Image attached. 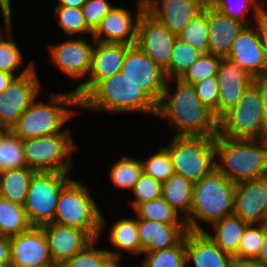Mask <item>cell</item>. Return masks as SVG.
Returning <instances> with one entry per match:
<instances>
[{
	"mask_svg": "<svg viewBox=\"0 0 267 267\" xmlns=\"http://www.w3.org/2000/svg\"><path fill=\"white\" fill-rule=\"evenodd\" d=\"M170 80L176 81L175 93L171 92ZM156 116L176 127L174 136L216 137L218 135V118L199 100L193 84L184 82L180 78L167 80L157 105Z\"/></svg>",
	"mask_w": 267,
	"mask_h": 267,
	"instance_id": "obj_1",
	"label": "cell"
},
{
	"mask_svg": "<svg viewBox=\"0 0 267 267\" xmlns=\"http://www.w3.org/2000/svg\"><path fill=\"white\" fill-rule=\"evenodd\" d=\"M194 183L184 176L173 174L162 183V198L184 219L190 214Z\"/></svg>",
	"mask_w": 267,
	"mask_h": 267,
	"instance_id": "obj_30",
	"label": "cell"
},
{
	"mask_svg": "<svg viewBox=\"0 0 267 267\" xmlns=\"http://www.w3.org/2000/svg\"><path fill=\"white\" fill-rule=\"evenodd\" d=\"M83 109L109 114L141 112L156 116L157 105L122 71L100 80L80 101Z\"/></svg>",
	"mask_w": 267,
	"mask_h": 267,
	"instance_id": "obj_3",
	"label": "cell"
},
{
	"mask_svg": "<svg viewBox=\"0 0 267 267\" xmlns=\"http://www.w3.org/2000/svg\"><path fill=\"white\" fill-rule=\"evenodd\" d=\"M254 2H255V5H256L258 11H259L261 14H267V10H266V8L263 7V5L261 4L260 1H258V0H254Z\"/></svg>",
	"mask_w": 267,
	"mask_h": 267,
	"instance_id": "obj_55",
	"label": "cell"
},
{
	"mask_svg": "<svg viewBox=\"0 0 267 267\" xmlns=\"http://www.w3.org/2000/svg\"><path fill=\"white\" fill-rule=\"evenodd\" d=\"M142 254L141 267H187L185 236L176 246Z\"/></svg>",
	"mask_w": 267,
	"mask_h": 267,
	"instance_id": "obj_37",
	"label": "cell"
},
{
	"mask_svg": "<svg viewBox=\"0 0 267 267\" xmlns=\"http://www.w3.org/2000/svg\"><path fill=\"white\" fill-rule=\"evenodd\" d=\"M132 193L135 198L130 203L134 209L140 203L160 198L162 196V183L151 175L142 172Z\"/></svg>",
	"mask_w": 267,
	"mask_h": 267,
	"instance_id": "obj_44",
	"label": "cell"
},
{
	"mask_svg": "<svg viewBox=\"0 0 267 267\" xmlns=\"http://www.w3.org/2000/svg\"><path fill=\"white\" fill-rule=\"evenodd\" d=\"M68 129L62 133L23 140L25 162L36 172H70L77 146ZM72 154V155H71Z\"/></svg>",
	"mask_w": 267,
	"mask_h": 267,
	"instance_id": "obj_9",
	"label": "cell"
},
{
	"mask_svg": "<svg viewBox=\"0 0 267 267\" xmlns=\"http://www.w3.org/2000/svg\"><path fill=\"white\" fill-rule=\"evenodd\" d=\"M236 183L216 169L195 182L190 214L184 219L188 231H204L199 221L212 224L233 214Z\"/></svg>",
	"mask_w": 267,
	"mask_h": 267,
	"instance_id": "obj_4",
	"label": "cell"
},
{
	"mask_svg": "<svg viewBox=\"0 0 267 267\" xmlns=\"http://www.w3.org/2000/svg\"><path fill=\"white\" fill-rule=\"evenodd\" d=\"M97 242L99 239L93 240L83 251L75 254L60 267H103L111 255L108 250L97 249Z\"/></svg>",
	"mask_w": 267,
	"mask_h": 267,
	"instance_id": "obj_42",
	"label": "cell"
},
{
	"mask_svg": "<svg viewBox=\"0 0 267 267\" xmlns=\"http://www.w3.org/2000/svg\"><path fill=\"white\" fill-rule=\"evenodd\" d=\"M256 226V227H255ZM263 243V224H249L242 236L235 257L256 259Z\"/></svg>",
	"mask_w": 267,
	"mask_h": 267,
	"instance_id": "obj_43",
	"label": "cell"
},
{
	"mask_svg": "<svg viewBox=\"0 0 267 267\" xmlns=\"http://www.w3.org/2000/svg\"><path fill=\"white\" fill-rule=\"evenodd\" d=\"M199 100L218 118L219 82L217 75L193 83Z\"/></svg>",
	"mask_w": 267,
	"mask_h": 267,
	"instance_id": "obj_45",
	"label": "cell"
},
{
	"mask_svg": "<svg viewBox=\"0 0 267 267\" xmlns=\"http://www.w3.org/2000/svg\"><path fill=\"white\" fill-rule=\"evenodd\" d=\"M215 159L216 170L234 183L267 177L265 138H230L217 135Z\"/></svg>",
	"mask_w": 267,
	"mask_h": 267,
	"instance_id": "obj_2",
	"label": "cell"
},
{
	"mask_svg": "<svg viewBox=\"0 0 267 267\" xmlns=\"http://www.w3.org/2000/svg\"><path fill=\"white\" fill-rule=\"evenodd\" d=\"M202 54L198 49L176 38L169 65L164 70L167 79L180 78Z\"/></svg>",
	"mask_w": 267,
	"mask_h": 267,
	"instance_id": "obj_33",
	"label": "cell"
},
{
	"mask_svg": "<svg viewBox=\"0 0 267 267\" xmlns=\"http://www.w3.org/2000/svg\"><path fill=\"white\" fill-rule=\"evenodd\" d=\"M91 70L87 82L79 83L74 91L79 101L102 79L110 77L122 69L123 61L130 45L124 43H102L93 40Z\"/></svg>",
	"mask_w": 267,
	"mask_h": 267,
	"instance_id": "obj_16",
	"label": "cell"
},
{
	"mask_svg": "<svg viewBox=\"0 0 267 267\" xmlns=\"http://www.w3.org/2000/svg\"><path fill=\"white\" fill-rule=\"evenodd\" d=\"M0 3L11 7V0H0Z\"/></svg>",
	"mask_w": 267,
	"mask_h": 267,
	"instance_id": "obj_56",
	"label": "cell"
},
{
	"mask_svg": "<svg viewBox=\"0 0 267 267\" xmlns=\"http://www.w3.org/2000/svg\"><path fill=\"white\" fill-rule=\"evenodd\" d=\"M53 223L75 227L100 239L106 220L88 187L72 179L61 191Z\"/></svg>",
	"mask_w": 267,
	"mask_h": 267,
	"instance_id": "obj_6",
	"label": "cell"
},
{
	"mask_svg": "<svg viewBox=\"0 0 267 267\" xmlns=\"http://www.w3.org/2000/svg\"><path fill=\"white\" fill-rule=\"evenodd\" d=\"M222 57L203 53L191 67L180 77L187 83H196L210 76H216Z\"/></svg>",
	"mask_w": 267,
	"mask_h": 267,
	"instance_id": "obj_40",
	"label": "cell"
},
{
	"mask_svg": "<svg viewBox=\"0 0 267 267\" xmlns=\"http://www.w3.org/2000/svg\"><path fill=\"white\" fill-rule=\"evenodd\" d=\"M165 148L168 150L174 173L193 183L216 169L215 137L173 136Z\"/></svg>",
	"mask_w": 267,
	"mask_h": 267,
	"instance_id": "obj_7",
	"label": "cell"
},
{
	"mask_svg": "<svg viewBox=\"0 0 267 267\" xmlns=\"http://www.w3.org/2000/svg\"><path fill=\"white\" fill-rule=\"evenodd\" d=\"M35 172L27 166L0 172V197L24 206L29 184Z\"/></svg>",
	"mask_w": 267,
	"mask_h": 267,
	"instance_id": "obj_29",
	"label": "cell"
},
{
	"mask_svg": "<svg viewBox=\"0 0 267 267\" xmlns=\"http://www.w3.org/2000/svg\"><path fill=\"white\" fill-rule=\"evenodd\" d=\"M12 267H57L51 259L48 241L42 227L10 237Z\"/></svg>",
	"mask_w": 267,
	"mask_h": 267,
	"instance_id": "obj_15",
	"label": "cell"
},
{
	"mask_svg": "<svg viewBox=\"0 0 267 267\" xmlns=\"http://www.w3.org/2000/svg\"><path fill=\"white\" fill-rule=\"evenodd\" d=\"M146 10L173 34H178L207 4V0H145Z\"/></svg>",
	"mask_w": 267,
	"mask_h": 267,
	"instance_id": "obj_21",
	"label": "cell"
},
{
	"mask_svg": "<svg viewBox=\"0 0 267 267\" xmlns=\"http://www.w3.org/2000/svg\"><path fill=\"white\" fill-rule=\"evenodd\" d=\"M109 239L114 249L120 251L108 250L113 258L121 259V252L124 251L133 255L142 254L137 218H121L116 221L110 229Z\"/></svg>",
	"mask_w": 267,
	"mask_h": 267,
	"instance_id": "obj_28",
	"label": "cell"
},
{
	"mask_svg": "<svg viewBox=\"0 0 267 267\" xmlns=\"http://www.w3.org/2000/svg\"><path fill=\"white\" fill-rule=\"evenodd\" d=\"M10 263V237L0 235V266Z\"/></svg>",
	"mask_w": 267,
	"mask_h": 267,
	"instance_id": "obj_49",
	"label": "cell"
},
{
	"mask_svg": "<svg viewBox=\"0 0 267 267\" xmlns=\"http://www.w3.org/2000/svg\"><path fill=\"white\" fill-rule=\"evenodd\" d=\"M31 227L23 206L0 197V235L12 237Z\"/></svg>",
	"mask_w": 267,
	"mask_h": 267,
	"instance_id": "obj_31",
	"label": "cell"
},
{
	"mask_svg": "<svg viewBox=\"0 0 267 267\" xmlns=\"http://www.w3.org/2000/svg\"><path fill=\"white\" fill-rule=\"evenodd\" d=\"M120 258H113L111 257L105 264L103 267H123L120 263H119Z\"/></svg>",
	"mask_w": 267,
	"mask_h": 267,
	"instance_id": "obj_54",
	"label": "cell"
},
{
	"mask_svg": "<svg viewBox=\"0 0 267 267\" xmlns=\"http://www.w3.org/2000/svg\"><path fill=\"white\" fill-rule=\"evenodd\" d=\"M233 214L248 224L267 223V177L236 183Z\"/></svg>",
	"mask_w": 267,
	"mask_h": 267,
	"instance_id": "obj_18",
	"label": "cell"
},
{
	"mask_svg": "<svg viewBox=\"0 0 267 267\" xmlns=\"http://www.w3.org/2000/svg\"><path fill=\"white\" fill-rule=\"evenodd\" d=\"M26 166L23 140L6 130L0 137V172Z\"/></svg>",
	"mask_w": 267,
	"mask_h": 267,
	"instance_id": "obj_35",
	"label": "cell"
},
{
	"mask_svg": "<svg viewBox=\"0 0 267 267\" xmlns=\"http://www.w3.org/2000/svg\"><path fill=\"white\" fill-rule=\"evenodd\" d=\"M254 82L258 85L262 98L263 118L267 130V74L255 78Z\"/></svg>",
	"mask_w": 267,
	"mask_h": 267,
	"instance_id": "obj_47",
	"label": "cell"
},
{
	"mask_svg": "<svg viewBox=\"0 0 267 267\" xmlns=\"http://www.w3.org/2000/svg\"><path fill=\"white\" fill-rule=\"evenodd\" d=\"M57 1H58V4L56 6L82 8L87 0H57Z\"/></svg>",
	"mask_w": 267,
	"mask_h": 267,
	"instance_id": "obj_53",
	"label": "cell"
},
{
	"mask_svg": "<svg viewBox=\"0 0 267 267\" xmlns=\"http://www.w3.org/2000/svg\"><path fill=\"white\" fill-rule=\"evenodd\" d=\"M6 130L0 126V137L3 135V133L5 132Z\"/></svg>",
	"mask_w": 267,
	"mask_h": 267,
	"instance_id": "obj_57",
	"label": "cell"
},
{
	"mask_svg": "<svg viewBox=\"0 0 267 267\" xmlns=\"http://www.w3.org/2000/svg\"><path fill=\"white\" fill-rule=\"evenodd\" d=\"M94 45L83 37L71 38L57 45H49L51 61L64 74L72 79L88 78L91 70Z\"/></svg>",
	"mask_w": 267,
	"mask_h": 267,
	"instance_id": "obj_17",
	"label": "cell"
},
{
	"mask_svg": "<svg viewBox=\"0 0 267 267\" xmlns=\"http://www.w3.org/2000/svg\"><path fill=\"white\" fill-rule=\"evenodd\" d=\"M121 71L159 104L168 80L165 71L136 45L127 49Z\"/></svg>",
	"mask_w": 267,
	"mask_h": 267,
	"instance_id": "obj_11",
	"label": "cell"
},
{
	"mask_svg": "<svg viewBox=\"0 0 267 267\" xmlns=\"http://www.w3.org/2000/svg\"><path fill=\"white\" fill-rule=\"evenodd\" d=\"M266 134L261 93L253 82L239 102L218 119V135L263 139Z\"/></svg>",
	"mask_w": 267,
	"mask_h": 267,
	"instance_id": "obj_8",
	"label": "cell"
},
{
	"mask_svg": "<svg viewBox=\"0 0 267 267\" xmlns=\"http://www.w3.org/2000/svg\"><path fill=\"white\" fill-rule=\"evenodd\" d=\"M177 38L198 49L209 53L208 42V3L178 34Z\"/></svg>",
	"mask_w": 267,
	"mask_h": 267,
	"instance_id": "obj_34",
	"label": "cell"
},
{
	"mask_svg": "<svg viewBox=\"0 0 267 267\" xmlns=\"http://www.w3.org/2000/svg\"><path fill=\"white\" fill-rule=\"evenodd\" d=\"M0 9L4 18V31L0 34V71L14 75L16 78L24 76L32 71L34 63H30L16 76L15 71L23 64L22 53L19 50L12 31V9L10 6L0 3ZM7 33V34H6Z\"/></svg>",
	"mask_w": 267,
	"mask_h": 267,
	"instance_id": "obj_26",
	"label": "cell"
},
{
	"mask_svg": "<svg viewBox=\"0 0 267 267\" xmlns=\"http://www.w3.org/2000/svg\"><path fill=\"white\" fill-rule=\"evenodd\" d=\"M50 101L33 103L19 117L11 131L22 140L62 133L66 121L75 115L79 99L73 90L68 93H51ZM69 107H75L68 109Z\"/></svg>",
	"mask_w": 267,
	"mask_h": 267,
	"instance_id": "obj_5",
	"label": "cell"
},
{
	"mask_svg": "<svg viewBox=\"0 0 267 267\" xmlns=\"http://www.w3.org/2000/svg\"><path fill=\"white\" fill-rule=\"evenodd\" d=\"M136 217L165 224H185L184 218L162 197L138 204Z\"/></svg>",
	"mask_w": 267,
	"mask_h": 267,
	"instance_id": "obj_32",
	"label": "cell"
},
{
	"mask_svg": "<svg viewBox=\"0 0 267 267\" xmlns=\"http://www.w3.org/2000/svg\"><path fill=\"white\" fill-rule=\"evenodd\" d=\"M249 224L239 216L232 214L211 224L214 234L204 230L223 251L234 256L239 248L243 233Z\"/></svg>",
	"mask_w": 267,
	"mask_h": 267,
	"instance_id": "obj_27",
	"label": "cell"
},
{
	"mask_svg": "<svg viewBox=\"0 0 267 267\" xmlns=\"http://www.w3.org/2000/svg\"><path fill=\"white\" fill-rule=\"evenodd\" d=\"M229 267H264L254 258L231 257Z\"/></svg>",
	"mask_w": 267,
	"mask_h": 267,
	"instance_id": "obj_50",
	"label": "cell"
},
{
	"mask_svg": "<svg viewBox=\"0 0 267 267\" xmlns=\"http://www.w3.org/2000/svg\"><path fill=\"white\" fill-rule=\"evenodd\" d=\"M142 253L176 246L185 236L186 224H165L137 217Z\"/></svg>",
	"mask_w": 267,
	"mask_h": 267,
	"instance_id": "obj_23",
	"label": "cell"
},
{
	"mask_svg": "<svg viewBox=\"0 0 267 267\" xmlns=\"http://www.w3.org/2000/svg\"><path fill=\"white\" fill-rule=\"evenodd\" d=\"M254 79L267 74V57L256 26H246L233 42L228 56Z\"/></svg>",
	"mask_w": 267,
	"mask_h": 267,
	"instance_id": "obj_19",
	"label": "cell"
},
{
	"mask_svg": "<svg viewBox=\"0 0 267 267\" xmlns=\"http://www.w3.org/2000/svg\"><path fill=\"white\" fill-rule=\"evenodd\" d=\"M52 261L60 267L75 254L83 251L94 239L75 227L50 223L42 226Z\"/></svg>",
	"mask_w": 267,
	"mask_h": 267,
	"instance_id": "obj_20",
	"label": "cell"
},
{
	"mask_svg": "<svg viewBox=\"0 0 267 267\" xmlns=\"http://www.w3.org/2000/svg\"><path fill=\"white\" fill-rule=\"evenodd\" d=\"M177 36L159 22L146 9L138 21L136 46L165 70L169 65Z\"/></svg>",
	"mask_w": 267,
	"mask_h": 267,
	"instance_id": "obj_13",
	"label": "cell"
},
{
	"mask_svg": "<svg viewBox=\"0 0 267 267\" xmlns=\"http://www.w3.org/2000/svg\"><path fill=\"white\" fill-rule=\"evenodd\" d=\"M0 267H12L11 264H4V265H1Z\"/></svg>",
	"mask_w": 267,
	"mask_h": 267,
	"instance_id": "obj_58",
	"label": "cell"
},
{
	"mask_svg": "<svg viewBox=\"0 0 267 267\" xmlns=\"http://www.w3.org/2000/svg\"><path fill=\"white\" fill-rule=\"evenodd\" d=\"M16 77L7 72L0 71V94L13 82Z\"/></svg>",
	"mask_w": 267,
	"mask_h": 267,
	"instance_id": "obj_52",
	"label": "cell"
},
{
	"mask_svg": "<svg viewBox=\"0 0 267 267\" xmlns=\"http://www.w3.org/2000/svg\"><path fill=\"white\" fill-rule=\"evenodd\" d=\"M254 23L267 57V14H261Z\"/></svg>",
	"mask_w": 267,
	"mask_h": 267,
	"instance_id": "obj_48",
	"label": "cell"
},
{
	"mask_svg": "<svg viewBox=\"0 0 267 267\" xmlns=\"http://www.w3.org/2000/svg\"><path fill=\"white\" fill-rule=\"evenodd\" d=\"M135 1L137 6L135 18L129 9L114 6L93 32V40L102 43L136 45L138 21L140 15L146 9V2L145 0Z\"/></svg>",
	"mask_w": 267,
	"mask_h": 267,
	"instance_id": "obj_14",
	"label": "cell"
},
{
	"mask_svg": "<svg viewBox=\"0 0 267 267\" xmlns=\"http://www.w3.org/2000/svg\"><path fill=\"white\" fill-rule=\"evenodd\" d=\"M245 27L244 23L218 12L208 4L209 53L226 58L233 42Z\"/></svg>",
	"mask_w": 267,
	"mask_h": 267,
	"instance_id": "obj_25",
	"label": "cell"
},
{
	"mask_svg": "<svg viewBox=\"0 0 267 267\" xmlns=\"http://www.w3.org/2000/svg\"><path fill=\"white\" fill-rule=\"evenodd\" d=\"M142 172L141 159L122 157L113 164L110 179L115 187L133 191Z\"/></svg>",
	"mask_w": 267,
	"mask_h": 267,
	"instance_id": "obj_36",
	"label": "cell"
},
{
	"mask_svg": "<svg viewBox=\"0 0 267 267\" xmlns=\"http://www.w3.org/2000/svg\"><path fill=\"white\" fill-rule=\"evenodd\" d=\"M54 14L59 26L71 37L77 34L80 36L84 33L93 35V32L86 25L82 8L55 6Z\"/></svg>",
	"mask_w": 267,
	"mask_h": 267,
	"instance_id": "obj_38",
	"label": "cell"
},
{
	"mask_svg": "<svg viewBox=\"0 0 267 267\" xmlns=\"http://www.w3.org/2000/svg\"><path fill=\"white\" fill-rule=\"evenodd\" d=\"M256 260L264 267H267V223L263 224V243L261 251Z\"/></svg>",
	"mask_w": 267,
	"mask_h": 267,
	"instance_id": "obj_51",
	"label": "cell"
},
{
	"mask_svg": "<svg viewBox=\"0 0 267 267\" xmlns=\"http://www.w3.org/2000/svg\"><path fill=\"white\" fill-rule=\"evenodd\" d=\"M217 78L219 82V119L239 102L255 79L228 58H222Z\"/></svg>",
	"mask_w": 267,
	"mask_h": 267,
	"instance_id": "obj_22",
	"label": "cell"
},
{
	"mask_svg": "<svg viewBox=\"0 0 267 267\" xmlns=\"http://www.w3.org/2000/svg\"><path fill=\"white\" fill-rule=\"evenodd\" d=\"M114 8L108 0H87L83 5V16L88 28L94 32L102 19Z\"/></svg>",
	"mask_w": 267,
	"mask_h": 267,
	"instance_id": "obj_46",
	"label": "cell"
},
{
	"mask_svg": "<svg viewBox=\"0 0 267 267\" xmlns=\"http://www.w3.org/2000/svg\"><path fill=\"white\" fill-rule=\"evenodd\" d=\"M3 28H1V26H0V34L3 32V30H2Z\"/></svg>",
	"mask_w": 267,
	"mask_h": 267,
	"instance_id": "obj_59",
	"label": "cell"
},
{
	"mask_svg": "<svg viewBox=\"0 0 267 267\" xmlns=\"http://www.w3.org/2000/svg\"><path fill=\"white\" fill-rule=\"evenodd\" d=\"M141 162L143 172L161 183L167 181L174 174L171 159L165 147H161L158 152L150 155L145 160L141 159Z\"/></svg>",
	"mask_w": 267,
	"mask_h": 267,
	"instance_id": "obj_41",
	"label": "cell"
},
{
	"mask_svg": "<svg viewBox=\"0 0 267 267\" xmlns=\"http://www.w3.org/2000/svg\"><path fill=\"white\" fill-rule=\"evenodd\" d=\"M40 87L35 68L15 78L0 94V126L11 131L23 112L36 100Z\"/></svg>",
	"mask_w": 267,
	"mask_h": 267,
	"instance_id": "obj_12",
	"label": "cell"
},
{
	"mask_svg": "<svg viewBox=\"0 0 267 267\" xmlns=\"http://www.w3.org/2000/svg\"><path fill=\"white\" fill-rule=\"evenodd\" d=\"M186 260L195 267H229L231 255L223 252L205 231L185 234Z\"/></svg>",
	"mask_w": 267,
	"mask_h": 267,
	"instance_id": "obj_24",
	"label": "cell"
},
{
	"mask_svg": "<svg viewBox=\"0 0 267 267\" xmlns=\"http://www.w3.org/2000/svg\"><path fill=\"white\" fill-rule=\"evenodd\" d=\"M66 172H35L24 209L32 227L53 223L59 195L72 180Z\"/></svg>",
	"mask_w": 267,
	"mask_h": 267,
	"instance_id": "obj_10",
	"label": "cell"
},
{
	"mask_svg": "<svg viewBox=\"0 0 267 267\" xmlns=\"http://www.w3.org/2000/svg\"><path fill=\"white\" fill-rule=\"evenodd\" d=\"M207 3L218 12L244 23L246 26H249L245 19L246 14H249V8H252L254 21L261 15L254 0H207Z\"/></svg>",
	"mask_w": 267,
	"mask_h": 267,
	"instance_id": "obj_39",
	"label": "cell"
}]
</instances>
